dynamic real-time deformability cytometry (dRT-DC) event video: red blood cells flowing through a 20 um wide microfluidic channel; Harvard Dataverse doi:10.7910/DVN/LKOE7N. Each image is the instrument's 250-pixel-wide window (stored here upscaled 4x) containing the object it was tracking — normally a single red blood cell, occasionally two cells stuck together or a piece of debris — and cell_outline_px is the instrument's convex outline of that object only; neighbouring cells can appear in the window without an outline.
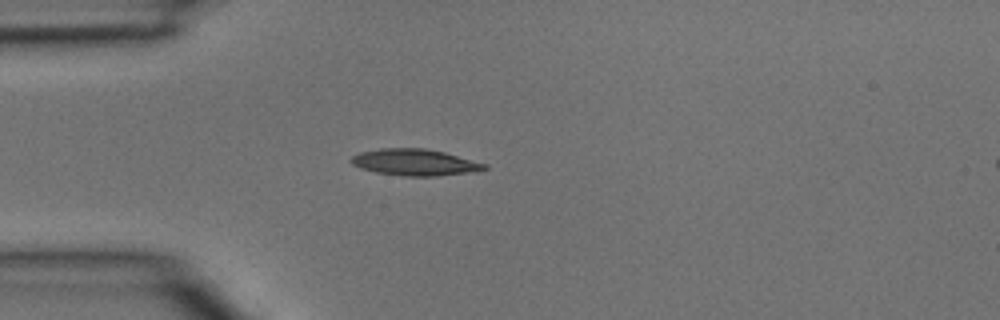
{"species": "common noctule bat (a hibernating species)", "species_latin": "Nyctalus noctula", "temperature_condition": "room temperature", "stored_images_in_passage": 4, "segment_of_instrument_passage": [1, 2], "camera_frame_rate_fps": 3000, "um_per_image_px": 0.085, "animal": {"sex": "male", "body_mass_g": 15.6}, "frame": {"image": 1, "passage_image": 3, "time_ms": 0.667, "image_size_px": [1000, 320], "cell_outline_px": [[488, 168], [476, 172], [436, 176], [404, 176], [376, 172], [360, 168], [352, 164], [348, 160], [352, 156], [360, 152], [380, 148], [424, 148], [444, 152], [488, 164]], "centroid_in_image_um": [35.27, 13.8], "position_along_channel_um": 49.7, "area_um2": 20.75}}